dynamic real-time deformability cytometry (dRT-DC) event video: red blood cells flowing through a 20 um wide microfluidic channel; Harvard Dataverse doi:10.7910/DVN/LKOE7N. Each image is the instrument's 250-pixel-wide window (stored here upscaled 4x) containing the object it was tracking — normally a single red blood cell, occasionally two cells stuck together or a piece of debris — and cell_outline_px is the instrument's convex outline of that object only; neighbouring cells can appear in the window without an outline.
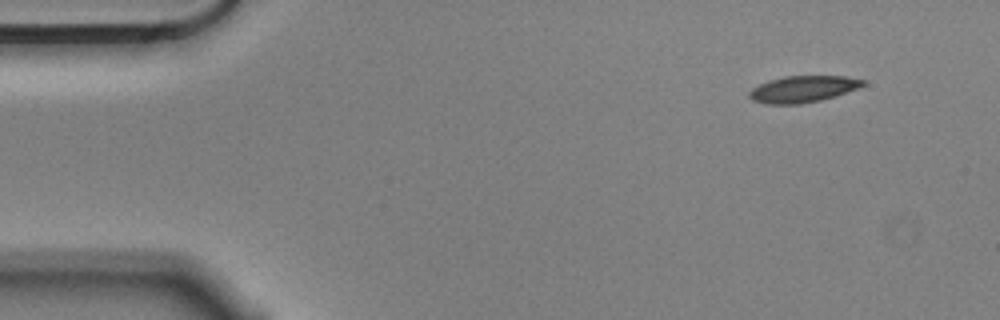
{"species": "Egyptian fruit bat (a non-hibernating species)", "species_latin": "Rousettus aegyptiacus", "temperature_condition": "cold", "stored_images_in_passage": 5, "segment_of_instrument_passage": [1, 2], "camera_frame_rate_fps": 3000, "um_per_image_px": 0.085, "animal": {"sex": "male"}, "frame": {"image": 1, "passage_image": 1, "time_ms": 0.0, "image_size_px": [1000, 320], "cell_outline_px": [[864, 84], [860, 88], [836, 96], [820, 100], [800, 104], [768, 104], [752, 100], [748, 96], [748, 92], [752, 88], [760, 84], [784, 76], [844, 76], [864, 80]], "centroid_in_image_um": [68.25, 7.58], "position_along_channel_um": 16.7, "area_um2": 17.51}}
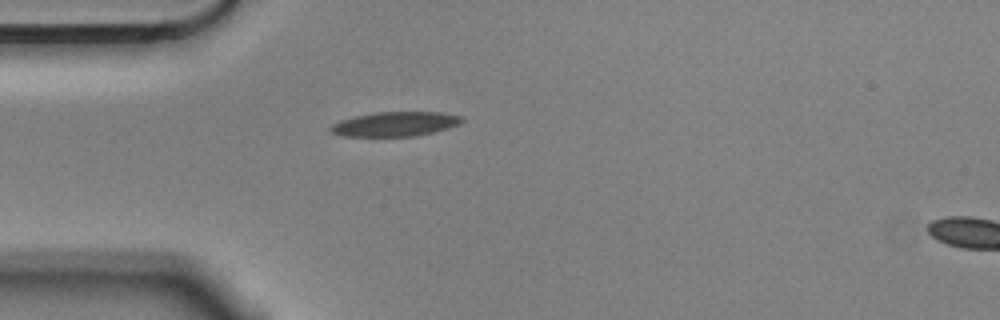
{"frame": {"image": 2, "passage_image": 4, "time_ms": 1.0, "image_size_px": [1000, 320], "cell_outline_px": [[464, 120], [460, 124], [448, 128], [416, 136], [344, 136], [332, 132], [328, 128], [332, 124], [340, 120], [356, 116], [376, 112], [440, 112], [460, 116]], "centroid_in_image_um": [33.58, 10.54], "position_along_channel_um": 51.4, "area_um2": 18.61}}